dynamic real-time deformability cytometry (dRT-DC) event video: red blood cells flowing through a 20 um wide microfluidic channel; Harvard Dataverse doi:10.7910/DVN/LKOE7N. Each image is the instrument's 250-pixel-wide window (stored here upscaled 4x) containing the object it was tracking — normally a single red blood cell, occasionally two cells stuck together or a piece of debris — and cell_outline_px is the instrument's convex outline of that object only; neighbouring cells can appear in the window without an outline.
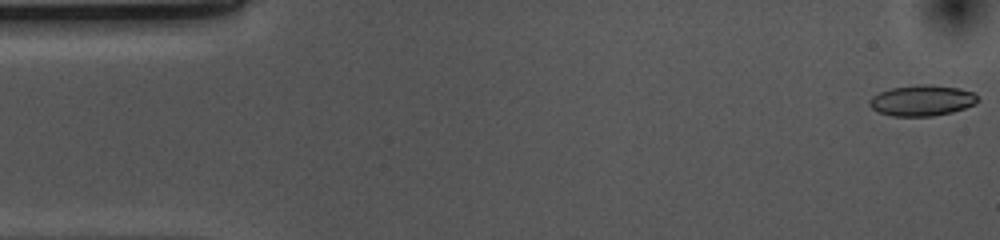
{"species": "common noctule bat (a hibernating species)", "species_latin": "Nyctalus noctula", "temperature_condition": "cold", "stored_images_in_passage": 53, "camera_frame_rate_fps": 3000, "um_per_image_px": 0.085, "animal": {"sex": "female", "body_mass_g": 10.0, "forearm_length_mm": 53.1}, "frame": {"image": 1, "passage_image": 1, "time_ms": 0.0, "image_size_px": [1000, 240], "cell_outline_px": [[980, 100], [976, 104], [952, 112], [932, 116], [892, 116], [876, 112], [868, 104], [868, 100], [872, 96], [880, 92], [892, 88], [920, 84], [928, 84], [960, 88], [972, 92]], "centroid_in_image_um": [78.35, 8.54], "position_along_channel_um": 6.6, "area_um2": 19.54}}
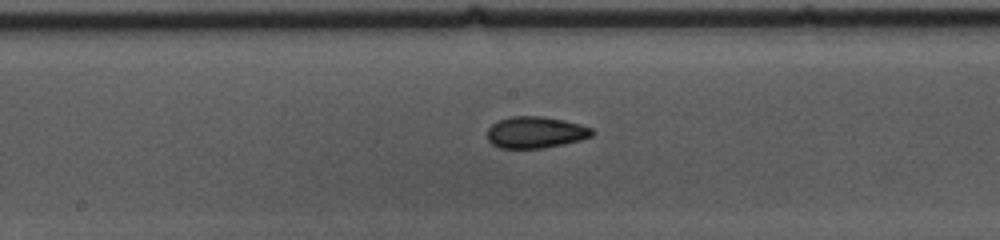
{"frame": {"image": 2, "passage_image": 26, "time_ms": 8.333, "image_size_px": [1000, 240], "cell_outline_px": [[596, 132], [592, 136], [580, 140], [564, 144], [544, 148], [500, 148], [492, 144], [488, 140], [488, 128], [492, 124], [500, 120], [512, 116], [544, 116], [564, 120], [580, 124], [592, 128]], "centroid_in_image_um": [45.55, 11.25], "position_along_channel_um": 202.7, "area_um2": 19.36}}
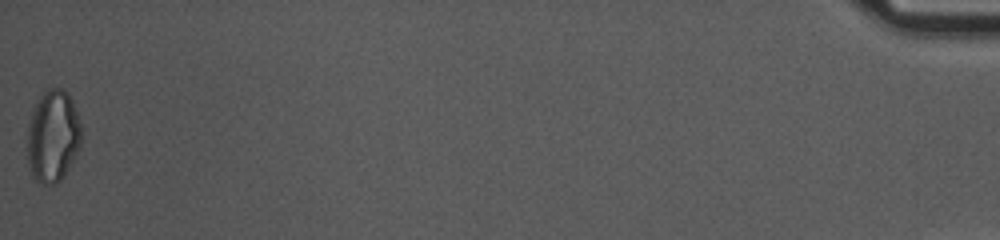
{"frame": {"image": 3, "passage_image": 53, "time_ms": 17.333, "image_size_px": [1000, 240], "cell_outline_px": [[80, 148], [64, 176], [56, 184], [40, 184], [32, 176], [28, 164], [28, 124], [32, 112], [40, 96], [48, 88], [64, 88], [68, 92], [72, 100], [80, 124]], "centroid_in_image_um": [4.49, 11.59], "position_along_channel_um": 430.7, "area_um2": 28.96}, "authors_computed_cell_mechanics": {"area_um2": 19.5364, "velocity_mm_per_s": 3.7045, "shape_relaxation_time_tau1_ms": 4.6044, "shape_relaxation_time_tau2_ms": 2.2431, "deformation_change_tau1": 0.1035, "deformation_change_tau2": 0.0679}}